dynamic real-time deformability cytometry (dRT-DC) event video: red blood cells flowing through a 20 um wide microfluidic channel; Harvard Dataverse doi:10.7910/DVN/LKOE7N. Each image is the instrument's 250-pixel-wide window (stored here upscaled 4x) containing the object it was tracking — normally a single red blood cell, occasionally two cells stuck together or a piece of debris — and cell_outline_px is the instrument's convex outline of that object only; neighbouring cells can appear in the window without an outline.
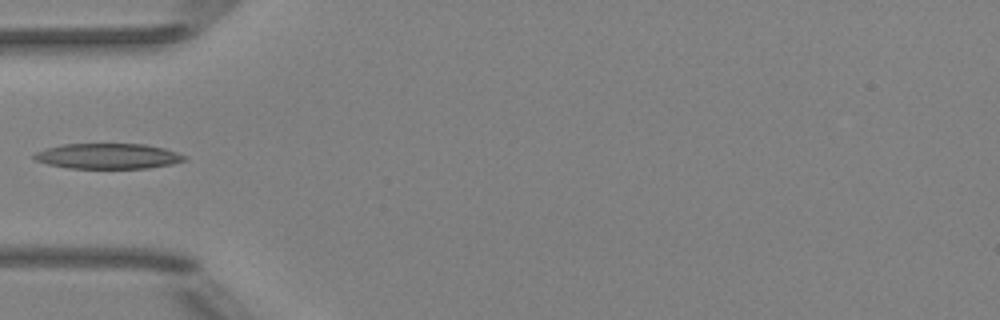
{"species": "Egyptian fruit bat (a non-hibernating species)", "species_latin": "Rousettus aegyptiacus", "temperature_condition": "room temperature", "stored_images_in_passage": 5, "camera_frame_rate_fps": 3000, "um_per_image_px": 0.085, "animal": {"sex": "female"}, "frame": {"image": 1, "passage_image": 5, "time_ms": 4.333, "image_size_px": [1000, 320], "cell_outline_px": [[188, 160], [172, 164], [148, 168], [68, 168], [48, 164], [36, 160], [32, 156], [36, 152], [44, 148], [64, 144], [144, 144], [164, 148], [176, 152], [184, 156]], "centroid_in_image_um": [9.17, 13.27], "position_along_channel_um": 75.8, "area_um2": 22.2}}